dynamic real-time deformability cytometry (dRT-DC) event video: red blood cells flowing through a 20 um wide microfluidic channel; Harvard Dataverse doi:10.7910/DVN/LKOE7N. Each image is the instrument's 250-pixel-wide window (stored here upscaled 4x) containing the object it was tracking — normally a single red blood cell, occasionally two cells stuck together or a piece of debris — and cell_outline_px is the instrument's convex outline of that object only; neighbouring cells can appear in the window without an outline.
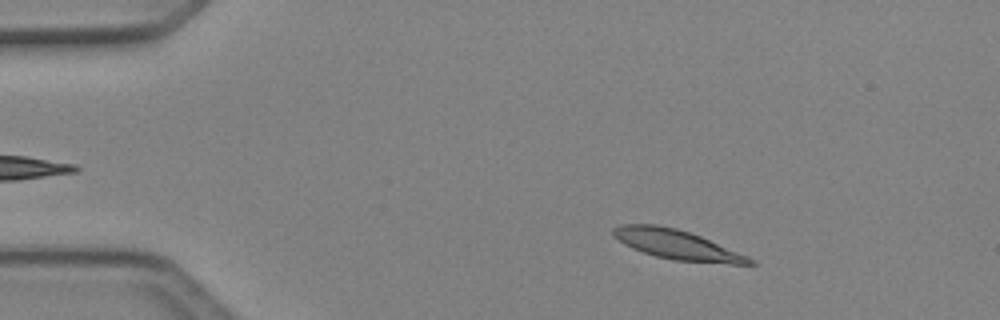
{"species": "Egyptian fruit bat (a non-hibernating species)", "species_latin": "Rousettus aegyptiacus", "temperature_condition": "cold", "stored_images_in_passage": 3, "camera_frame_rate_fps": 3000, "um_per_image_px": 0.085, "animal": {"sex": "female"}, "frame": {"image": 1, "passage_image": 1, "time_ms": 0.0, "image_size_px": [1000, 320], "cell_outline_px": [[756, 264], [732, 264], [672, 260], [656, 256], [632, 248], [624, 244], [612, 236], [612, 228], [620, 224], [656, 224], [676, 228], [700, 236], [748, 256], [756, 260]], "centroid_in_image_um": [57.51, 20.79], "position_along_channel_um": 27.5, "area_um2": 23.47}}
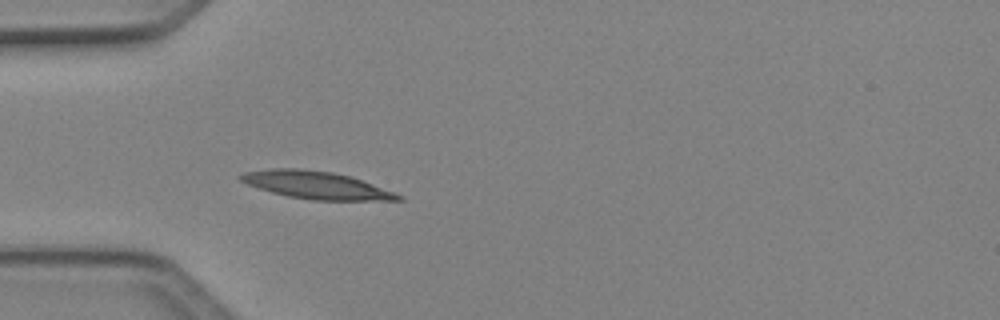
{"frame": {"image": 2, "passage_image": 3, "time_ms": 0.667, "image_size_px": [1000, 320], "cell_outline_px": [[404, 200], [312, 200], [288, 196], [272, 192], [248, 184], [240, 180], [236, 176], [244, 172], [272, 168], [300, 168], [332, 172], [352, 176], [396, 192], [404, 196]], "centroid_in_image_um": [26.92, 15.72], "position_along_channel_um": 58.1, "area_um2": 25.37}}